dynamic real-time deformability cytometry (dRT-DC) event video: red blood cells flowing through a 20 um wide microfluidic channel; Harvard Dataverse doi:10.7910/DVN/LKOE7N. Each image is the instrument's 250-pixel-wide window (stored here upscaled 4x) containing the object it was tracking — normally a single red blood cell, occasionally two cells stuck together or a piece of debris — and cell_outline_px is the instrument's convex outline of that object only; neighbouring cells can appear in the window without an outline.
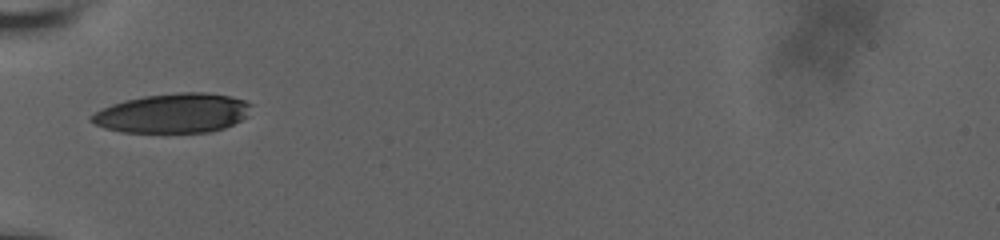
{"species": "human", "species_latin": "Homo sapiens", "temperature_condition": "room temperature", "stored_images_in_passage": 18, "camera_frame_rate_fps": 3000, "um_per_image_px": 0.085, "donor": {"sex": "male"}, "frame": {"image": 1, "passage_image": 1, "time_ms": 0.0, "image_size_px": [1000, 240], "cell_outline_px": [[252, 104], [244, 116], [240, 120], [224, 128], [208, 132], [124, 132], [104, 128], [88, 120], [88, 116], [112, 104], [124, 100], [144, 96], [180, 92], [208, 92], [232, 96], [244, 100]], "centroid_in_image_um": [14.67, 9.61], "position_along_channel_um": 70.3, "area_um2": 36.53}}
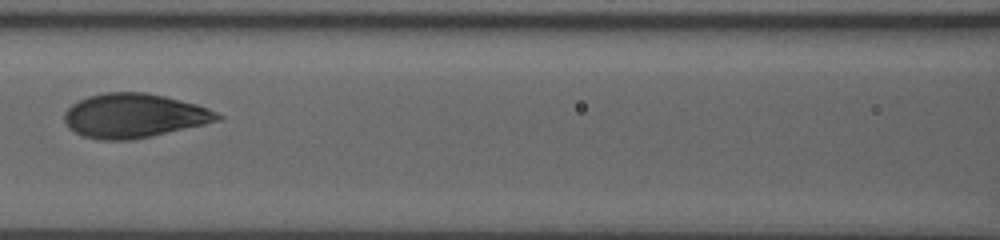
{"frame": {"image": 2, "passage_image": 6, "time_ms": 2.333, "image_size_px": [1000, 240], "cell_outline_px": [[224, 116], [220, 120], [204, 124], [132, 140], [100, 140], [84, 136], [68, 128], [64, 120], [64, 112], [72, 104], [88, 96], [104, 92], [144, 92], [164, 96], [196, 104], [208, 108]], "centroid_in_image_um": [11.37, 9.83], "position_along_channel_um": 155.2, "area_um2": 39.25}}
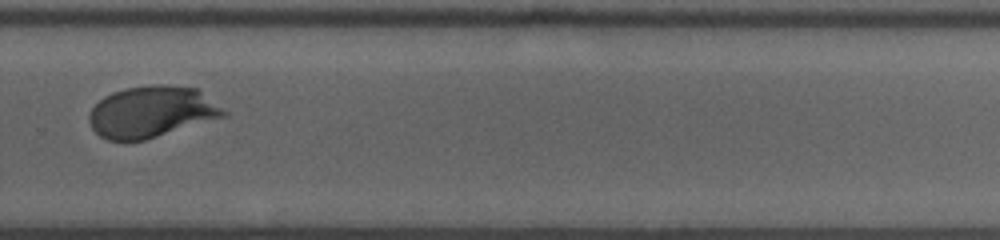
{"frame": {"image": 3, "passage_image": 16, "time_ms": 6.667, "image_size_px": [1000, 240], "cell_outline_px": [[228, 116], [144, 140], [108, 140], [100, 136], [92, 128], [88, 120], [88, 116], [92, 108], [104, 96], [112, 92], [124, 88], [152, 84], [164, 84], [196, 88], [228, 112]], "centroid_in_image_um": [12.89, 9.5], "position_along_channel_um": 316.9, "area_um2": 40.29}}